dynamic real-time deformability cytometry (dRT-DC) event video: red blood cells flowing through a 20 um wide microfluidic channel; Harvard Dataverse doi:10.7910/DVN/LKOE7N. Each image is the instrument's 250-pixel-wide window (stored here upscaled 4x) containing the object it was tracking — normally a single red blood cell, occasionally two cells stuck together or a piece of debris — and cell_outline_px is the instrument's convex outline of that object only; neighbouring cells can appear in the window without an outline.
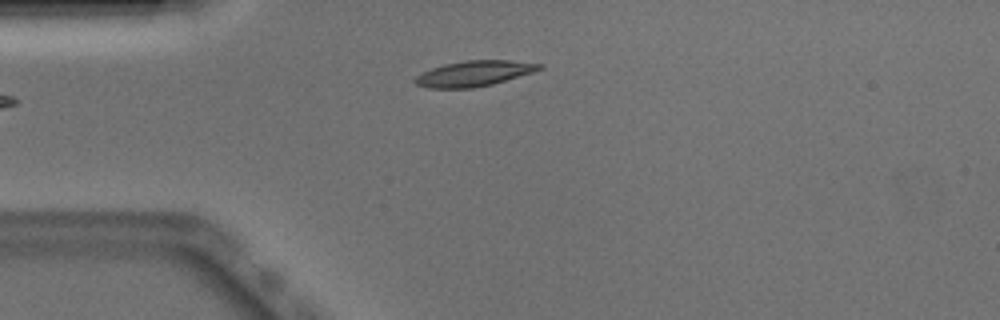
{"species": "Egyptian fruit bat (a non-hibernating species)", "species_latin": "Rousettus aegyptiacus", "temperature_condition": "warm", "stored_images_in_passage": 36, "camera_frame_rate_fps": 3000, "um_per_image_px": 0.085, "animal": {"sex": "male"}, "frame": {"image": 1, "passage_image": 1, "time_ms": 0.0, "image_size_px": [1000, 320], "cell_outline_px": [[544, 68], [532, 72], [492, 84], [472, 88], [428, 88], [416, 84], [412, 80], [416, 76], [432, 68], [444, 64], [464, 60], [508, 60], [544, 64]], "centroid_in_image_um": [40.29, 6.24], "position_along_channel_um": 44.7, "area_um2": 18.38}}
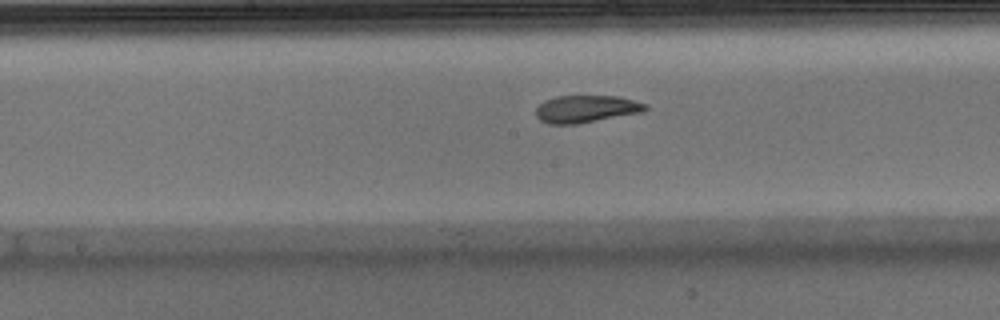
{"frame": {"image": 2, "passage_image": 14, "time_ms": 4.333, "image_size_px": [1000, 320], "cell_outline_px": [[648, 108], [644, 112], [576, 124], [548, 124], [540, 120], [536, 116], [536, 108], [544, 100], [556, 96], [616, 96], [648, 104]], "centroid_in_image_um": [49.82, 9.26], "position_along_channel_um": 198.4, "area_um2": 17.46}}
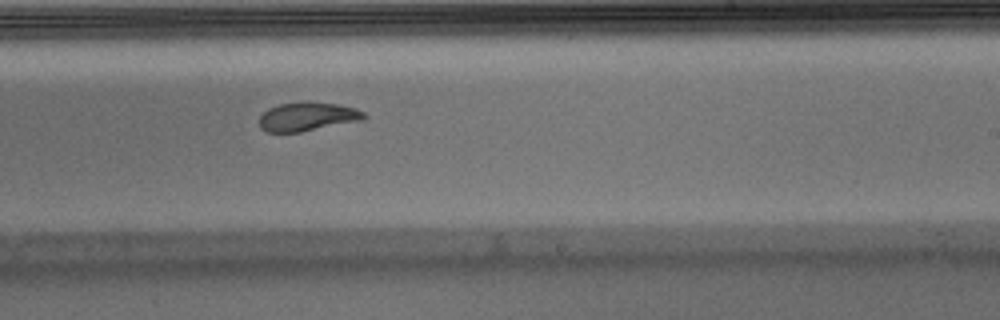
{"frame": {"image": 3, "passage_image": 19, "time_ms": 6.0, "image_size_px": [1000, 320], "cell_outline_px": [[368, 116], [364, 120], [300, 132], [268, 132], [260, 128], [260, 116], [268, 108], [280, 104], [308, 100], [340, 104], [356, 108], [364, 112]], "centroid_in_image_um": [26.18, 9.89], "position_along_channel_um": 262.8, "area_um2": 17.92}, "authors_computed_cell_mechanics": {"area_um2": 18.1203, "velocity_mm_per_s": 3.8845, "shape_relaxation_time_tau1_ms": 4.9134, "shape_relaxation_time_tau2_ms": 2.1434, "deformation_change_tau1": 0.1836, "deformation_change_tau2": 0.051}}